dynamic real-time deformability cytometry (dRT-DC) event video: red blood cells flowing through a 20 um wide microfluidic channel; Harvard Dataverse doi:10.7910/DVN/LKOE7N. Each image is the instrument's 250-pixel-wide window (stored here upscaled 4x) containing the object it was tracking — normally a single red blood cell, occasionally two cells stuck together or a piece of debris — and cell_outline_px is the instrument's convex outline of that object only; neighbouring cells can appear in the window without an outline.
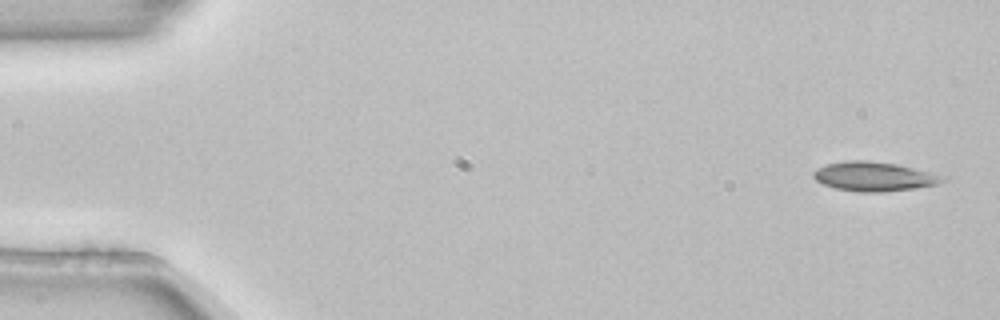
{"species": "common noctule bat (a hibernating species)", "species_latin": "Nyctalus noctula", "temperature_condition": "room temperature", "stored_images_in_passage": 4, "camera_frame_rate_fps": 3000, "um_per_image_px": 0.085, "animal": {"sex": "female", "body_mass_g": 22.7, "forearm_length_mm": 54.2}, "frame": {"image": 1, "passage_image": 1, "time_ms": 0.0, "image_size_px": [1000, 320], "cell_outline_px": [[944, 180], [940, 184], [912, 188], [880, 192], [860, 192], [836, 188], [824, 184], [816, 180], [812, 176], [812, 172], [816, 168], [828, 164], [844, 160], [868, 160], [896, 164], [944, 176]], "centroid_in_image_um": [74.24, 14.99], "position_along_channel_um": 10.8, "area_um2": 21.79}}
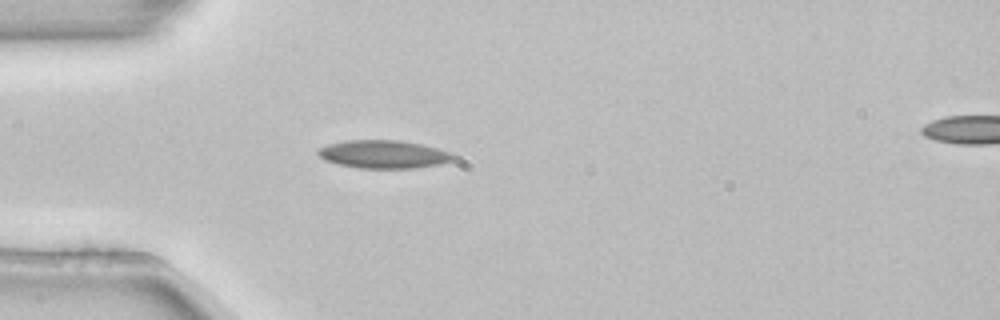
{"frame": {"image": 2, "passage_image": 4, "time_ms": 1.0, "image_size_px": [1000, 320], "cell_outline_px": [[460, 156], [456, 160], [440, 164], [416, 168], [360, 168], [340, 164], [324, 160], [316, 152], [316, 148], [328, 144], [344, 140], [400, 140], [420, 144], [436, 148]], "centroid_in_image_um": [32.62, 13.11], "position_along_channel_um": 52.4, "area_um2": 22.31}}